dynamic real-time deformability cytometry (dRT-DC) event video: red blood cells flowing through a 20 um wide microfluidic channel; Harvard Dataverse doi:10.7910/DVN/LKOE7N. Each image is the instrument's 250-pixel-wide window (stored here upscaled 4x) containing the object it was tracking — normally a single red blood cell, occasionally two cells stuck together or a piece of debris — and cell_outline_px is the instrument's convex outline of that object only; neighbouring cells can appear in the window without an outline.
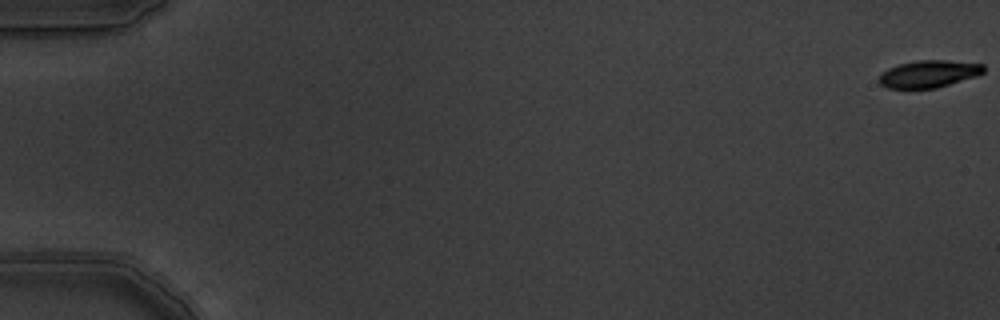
{"species": "common noctule bat (a hibernating species)", "species_latin": "Nyctalus noctula", "temperature_condition": "warm", "stored_images_in_passage": 6, "segment_of_instrument_passage": [1, 2], "camera_frame_rate_fps": 3000, "um_per_image_px": 0.085, "animal": {"sex": "male", "body_mass_g": 19.5, "forearm_length_mm": 54.6}, "frame": {"image": 1, "passage_image": 1, "time_ms": 0.0, "image_size_px": [1000, 320], "cell_outline_px": [[984, 72], [980, 76], [936, 88], [888, 88], [880, 84], [876, 80], [880, 72], [888, 68], [900, 64], [916, 60], [944, 60], [984, 64]], "centroid_in_image_um": [78.94, 6.28], "position_along_channel_um": 6.1, "area_um2": 16.88}}
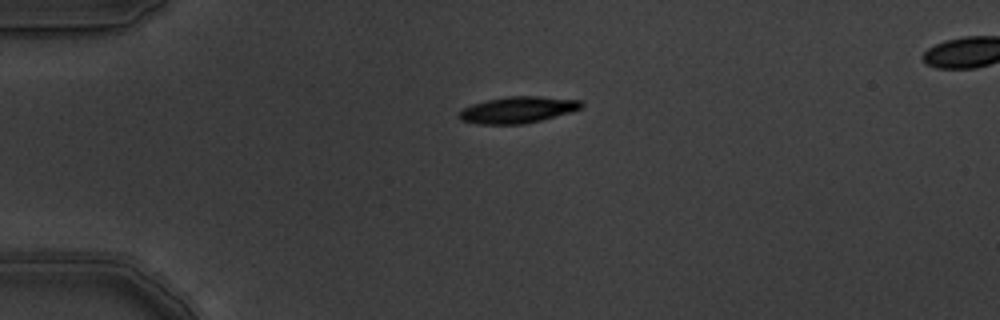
{"frame": {"image": 2, "passage_image": 4, "time_ms": 1.0, "image_size_px": [1000, 320], "cell_outline_px": [[584, 104], [580, 108], [568, 112], [540, 120], [524, 124], [480, 124], [460, 120], [456, 116], [464, 108], [472, 104], [488, 100], [508, 96], [540, 96], [580, 100]], "centroid_in_image_um": [43.97, 9.33], "position_along_channel_um": 41.0, "area_um2": 18.61}}